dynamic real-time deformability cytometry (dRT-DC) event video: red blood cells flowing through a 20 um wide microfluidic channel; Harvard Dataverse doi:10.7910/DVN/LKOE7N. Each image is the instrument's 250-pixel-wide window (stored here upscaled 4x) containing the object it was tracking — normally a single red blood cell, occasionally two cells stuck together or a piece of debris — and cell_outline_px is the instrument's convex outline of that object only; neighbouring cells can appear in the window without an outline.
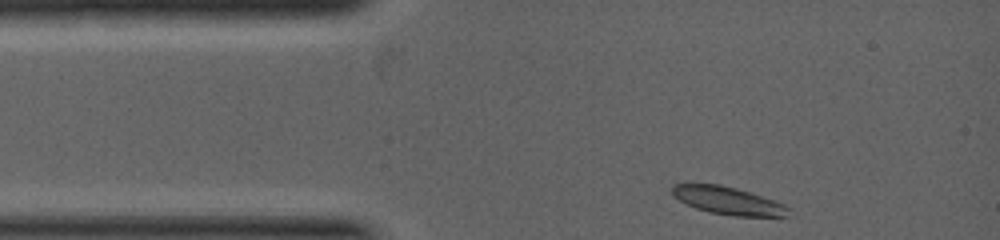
{"species": "common noctule bat (a hibernating species)", "species_latin": "Nyctalus noctula", "temperature_condition": "warm", "stored_images_in_passage": 13, "camera_frame_rate_fps": 5000, "um_per_image_px": 0.085, "animal": {"sex": "female", "body_mass_g": 19.0, "forearm_length_mm": 53.3}, "frame": {"image": 1, "passage_image": 1, "time_ms": 0.0, "image_size_px": [1000, 240], "cell_outline_px": [[792, 208], [788, 216], [732, 216], [708, 212], [696, 208], [672, 196], [672, 184], [720, 184], [736, 188], [776, 200]], "centroid_in_image_um": [61.92, 17.06], "position_along_channel_um": 23.1, "area_um2": 18.9}}
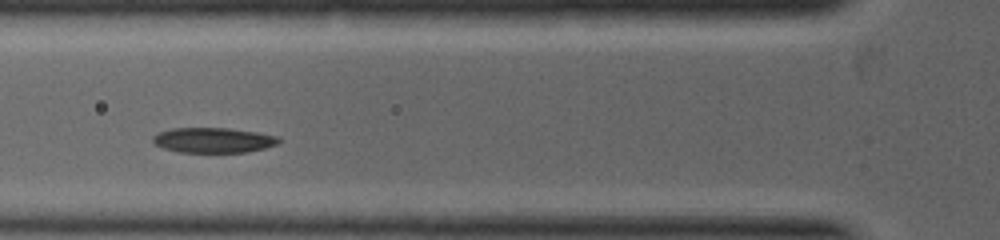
{"frame": {"image": 2, "passage_image": 8, "time_ms": 1.6, "image_size_px": [1000, 240], "cell_outline_px": [[280, 140], [276, 144], [264, 148], [248, 152], [180, 152], [164, 148], [156, 144], [152, 140], [152, 136], [156, 132], [172, 128], [228, 128], [256, 132], [280, 136]], "centroid_in_image_um": [18.12, 11.9], "position_along_channel_um": 107.7, "area_um2": 18.44}}
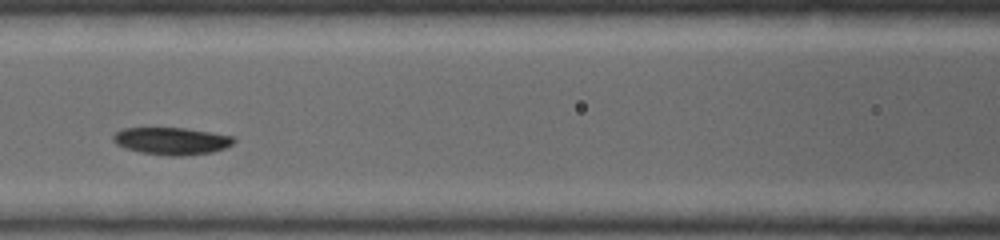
{"frame": {"image": 3, "passage_image": 11, "time_ms": 2.2, "image_size_px": [1000, 240], "cell_outline_px": [[236, 140], [232, 144], [224, 148], [212, 152], [180, 156], [172, 156], [140, 152], [124, 148], [116, 144], [112, 140], [112, 136], [116, 132], [124, 128], [184, 128], [212, 132], [236, 136]], "centroid_in_image_um": [14.6, 11.98], "position_along_channel_um": 152.0, "area_um2": 19.25}}